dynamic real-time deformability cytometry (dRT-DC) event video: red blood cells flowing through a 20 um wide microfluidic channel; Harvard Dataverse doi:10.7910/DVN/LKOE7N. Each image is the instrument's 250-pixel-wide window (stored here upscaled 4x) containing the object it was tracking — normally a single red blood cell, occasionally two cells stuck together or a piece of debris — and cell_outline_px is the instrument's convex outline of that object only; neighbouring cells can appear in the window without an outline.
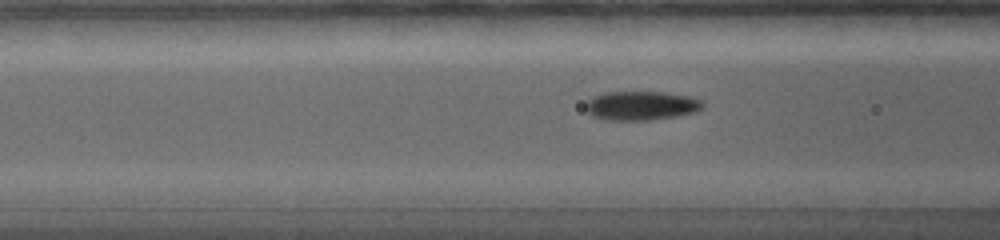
{"species": "common noctule bat (a hibernating species)", "species_latin": "Nyctalus noctula", "temperature_condition": "warm", "stored_images_in_passage": 43, "camera_frame_rate_fps": 5000, "um_per_image_px": 0.085, "animal": {"sex": "female", "body_mass_g": 19.0, "forearm_length_mm": 56.7}, "frame": {"image": 1, "passage_image": 11, "time_ms": 4.8, "image_size_px": [1000, 240], "cell_outline_px": [[704, 108], [696, 112], [676, 116], [648, 120], [604, 120], [592, 116], [584, 108], [584, 104], [592, 96], [604, 92], [668, 92], [688, 96], [700, 100], [704, 104]], "centroid_in_image_um": [54.47, 8.98], "position_along_channel_um": 112.1, "area_um2": 20.06}}
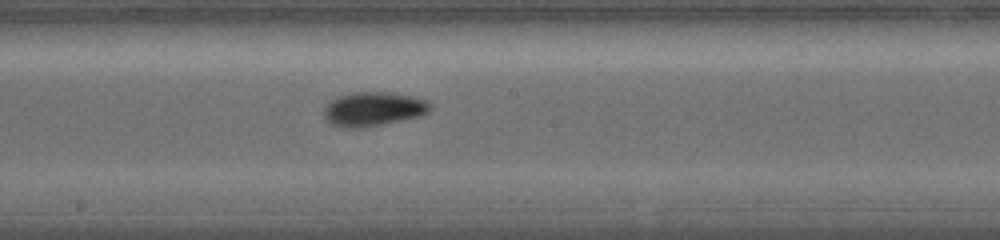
{"frame": {"image": 2, "passage_image": 19, "time_ms": 7.6, "image_size_px": [1000, 240], "cell_outline_px": [[432, 108], [428, 112], [420, 116], [360, 128], [348, 128], [332, 124], [324, 116], [324, 108], [332, 100], [340, 96], [352, 92], [392, 92], [424, 100], [432, 104]], "centroid_in_image_um": [31.74, 9.26], "position_along_channel_um": 216.5, "area_um2": 20.75}}
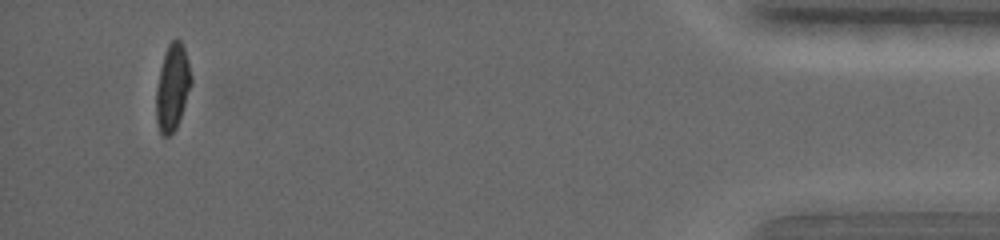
{"frame": {"image": 3, "passage_image": 39, "time_ms": 15.6, "image_size_px": [1000, 240], "cell_outline_px": [[192, 80], [176, 128], [168, 136], [164, 136], [160, 132], [156, 120], [156, 88], [160, 68], [168, 44], [176, 36], [180, 40], [184, 48], [188, 60]], "centroid_in_image_um": [14.64, 7.39], "position_along_channel_um": 420.6, "area_um2": 17.34}, "authors_computed_cell_mechanics": {"area_um2": 18.8428, "velocity_mm_per_s": 3.7346, "shape_relaxation_time_tau1_ms": 2.9403, "shape_relaxation_time_tau2_ms": null, "deformation_change_tau1": 0.1596, "deformation_change_tau2": null}}